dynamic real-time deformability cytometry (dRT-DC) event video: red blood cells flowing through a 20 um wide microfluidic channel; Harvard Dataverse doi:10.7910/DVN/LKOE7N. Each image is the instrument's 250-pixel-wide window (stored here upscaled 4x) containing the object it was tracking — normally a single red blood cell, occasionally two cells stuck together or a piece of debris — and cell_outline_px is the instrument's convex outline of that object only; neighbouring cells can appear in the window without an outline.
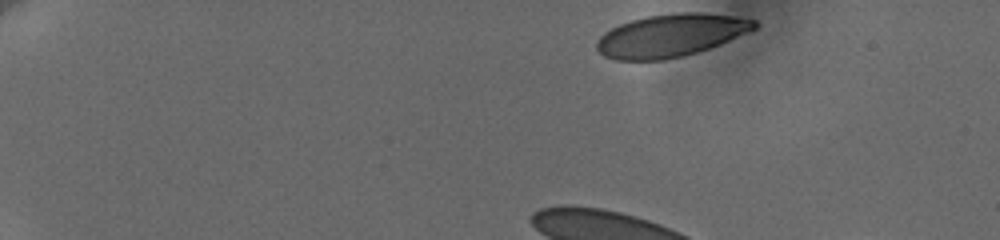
{"species": "human", "species_latin": "Homo sapiens", "temperature_condition": "cold", "stored_images_in_passage": 43, "camera_frame_rate_fps": 3000, "um_per_image_px": 0.085, "donor": {"sex": "female"}, "frame": {"image": 1, "passage_image": 1, "time_ms": 0.0, "image_size_px": [1000, 240], "cell_outline_px": [[756, 28], [720, 44], [696, 52], [664, 60], [616, 60], [604, 56], [596, 48], [596, 40], [604, 32], [620, 24], [632, 20], [648, 16], [676, 12], [704, 12], [732, 16], [756, 20]], "centroid_in_image_um": [56.98, 3.01], "position_along_channel_um": 28.0, "area_um2": 38.96}}
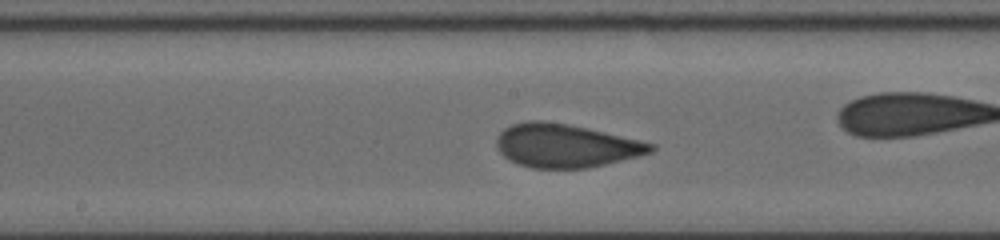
{"frame": {"image": 2, "passage_image": 24, "time_ms": 7.333, "image_size_px": [1000, 240], "cell_outline_px": [[656, 148], [652, 152], [640, 156], [588, 168], [532, 168], [516, 164], [504, 156], [500, 152], [496, 144], [496, 136], [504, 128], [512, 124], [528, 120], [540, 120], [564, 124], [584, 128], [656, 144]], "centroid_in_image_um": [48.05, 12.4], "position_along_channel_um": 200.1, "area_um2": 38.78}}
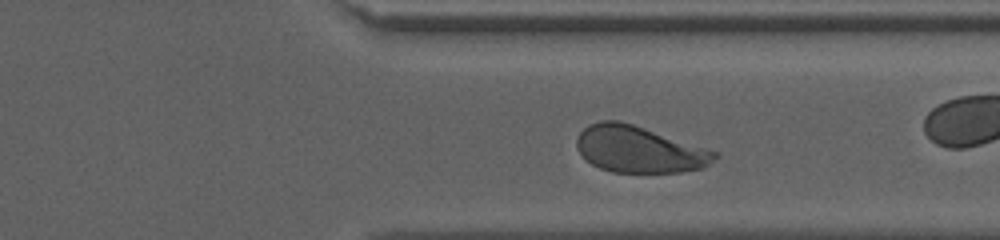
{"frame": {"image": 3, "passage_image": 37, "time_ms": 11.667, "image_size_px": [1000, 240], "cell_outline_px": [[720, 156], [704, 168], [680, 172], [612, 172], [600, 168], [592, 164], [576, 148], [576, 136], [588, 124], [600, 120], [620, 120], [720, 152]], "centroid_in_image_um": [54.35, 12.69], "position_along_channel_um": 357.1, "area_um2": 37.63}}